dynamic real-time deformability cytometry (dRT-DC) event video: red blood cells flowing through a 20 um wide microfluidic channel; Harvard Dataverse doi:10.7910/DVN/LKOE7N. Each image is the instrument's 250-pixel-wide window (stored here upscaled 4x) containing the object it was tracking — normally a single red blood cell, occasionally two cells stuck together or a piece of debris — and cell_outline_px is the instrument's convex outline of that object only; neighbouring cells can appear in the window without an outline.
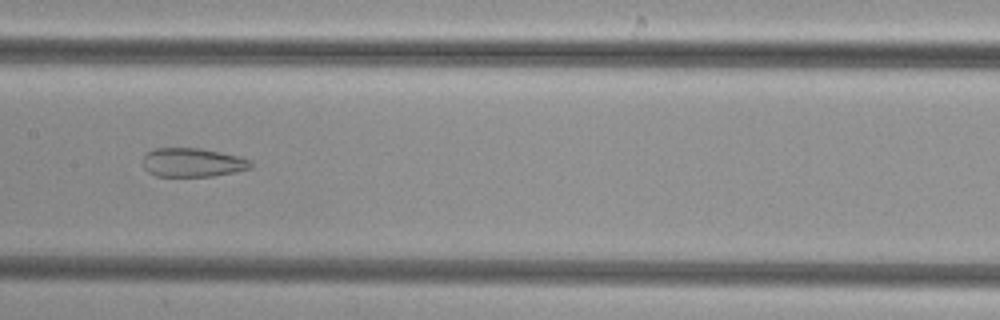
{"species": "common noctule bat (a hibernating species)", "species_latin": "Nyctalus noctula", "temperature_condition": "cold", "stored_images_in_passage": 48, "camera_frame_rate_fps": 3000, "um_per_image_px": 0.085, "animal": {"sex": "female", "body_mass_g": 29.2, "forearm_length_mm": 56.3}, "frame": {"image": 1, "passage_image": 26, "time_ms": 8.333, "image_size_px": [1000, 320], "cell_outline_px": [[252, 168], [236, 172], [212, 176], [156, 176], [148, 172], [144, 168], [144, 156], [148, 152], [156, 148], [200, 148], [240, 156], [252, 160]], "centroid_in_image_um": [16.41, 13.81], "position_along_channel_um": 191.0, "area_um2": 18.21}}
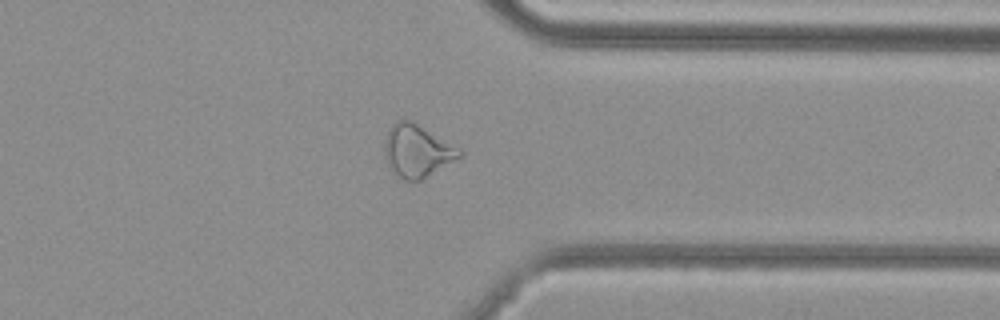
{"frame": {"image": 2, "passage_image": 40, "time_ms": 13.0, "image_size_px": [1000, 320], "cell_outline_px": [[464, 152], [460, 156], [420, 180], [404, 180], [392, 172], [384, 152], [384, 144], [388, 132], [392, 124], [396, 120], [412, 120]], "centroid_in_image_um": [35.41, 12.81], "position_along_channel_um": 376.0, "area_um2": 22.25}}
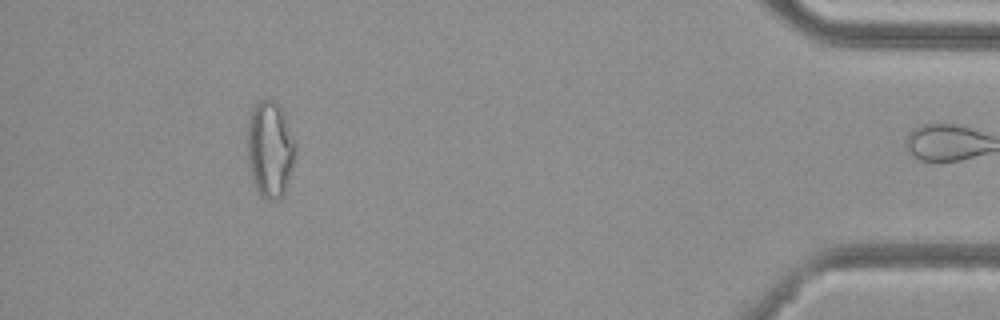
{"frame": {"image": 3, "passage_image": 47, "time_ms": 15.333, "image_size_px": [1000, 320], "cell_outline_px": [[296, 156], [284, 192], [280, 200], [268, 200], [260, 196], [256, 188], [252, 176], [248, 160], [248, 120], [252, 108], [260, 100], [272, 100], [280, 108], [296, 144]], "centroid_in_image_um": [22.95, 12.72], "position_along_channel_um": 412.2, "area_um2": 26.65}}